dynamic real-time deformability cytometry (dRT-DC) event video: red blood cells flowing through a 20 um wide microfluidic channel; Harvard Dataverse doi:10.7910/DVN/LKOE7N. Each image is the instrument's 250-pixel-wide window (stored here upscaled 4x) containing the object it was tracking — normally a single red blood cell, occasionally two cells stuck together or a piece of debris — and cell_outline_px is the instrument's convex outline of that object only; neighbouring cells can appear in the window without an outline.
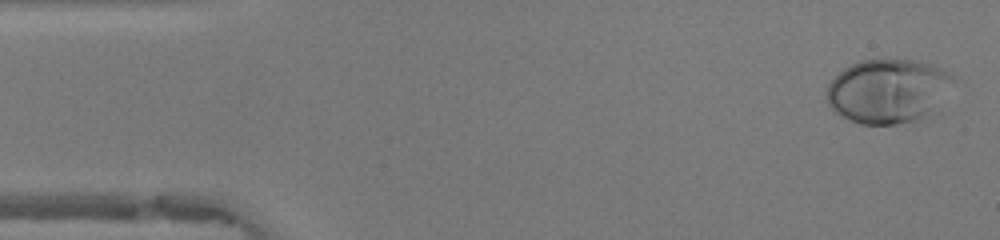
{"species": "human", "species_latin": "Homo sapiens", "temperature_condition": "warm", "stored_images_in_passage": 47, "camera_frame_rate_fps": 3000, "um_per_image_px": 0.085, "donor": {"sex": "female"}, "frame": {"image": 1, "passage_image": 1, "time_ms": 0.0, "image_size_px": [1000, 240], "cell_outline_px": [[956, 80], [928, 112], [912, 120], [896, 124], [860, 124], [840, 116], [828, 104], [824, 92], [828, 84], [844, 68], [860, 60], [912, 60], [932, 64], [948, 72]], "centroid_in_image_um": [75.39, 7.71], "position_along_channel_um": 9.6, "area_um2": 46.41}}
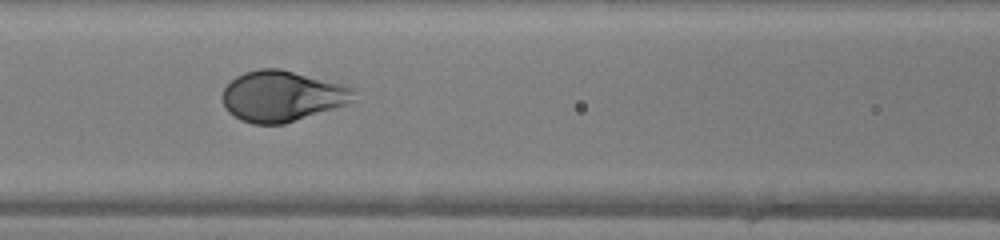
{"frame": {"image": 2, "passage_image": 19, "time_ms": 6.0, "image_size_px": [1000, 240], "cell_outline_px": [[356, 88], [348, 100], [344, 104], [284, 124], [252, 124], [240, 120], [228, 112], [224, 108], [220, 96], [224, 88], [236, 76], [244, 72], [260, 68], [280, 68]], "centroid_in_image_um": [23.85, 8.17], "position_along_channel_um": 142.7, "area_um2": 38.44}}
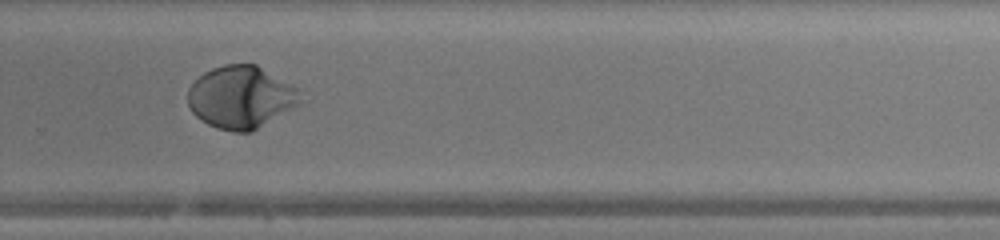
{"frame": {"image": 3, "passage_image": 31, "time_ms": 10.0, "image_size_px": [1000, 240], "cell_outline_px": [[300, 100], [296, 104], [252, 132], [232, 132], [216, 128], [200, 120], [192, 112], [188, 104], [188, 88], [204, 72], [212, 68], [224, 64], [256, 64], [300, 88]], "centroid_in_image_um": [20.45, 8.25], "position_along_channel_um": 309.4, "area_um2": 40.75}, "authors_computed_cell_mechanics": {"area_um2": 39.9976, "velocity_mm_per_s": 4.1851, "shape_relaxation_time_tau1_ms": 2.4608, "shape_relaxation_time_tau2_ms": null, "deformation_change_tau1": 0.205, "deformation_change_tau2": null}}